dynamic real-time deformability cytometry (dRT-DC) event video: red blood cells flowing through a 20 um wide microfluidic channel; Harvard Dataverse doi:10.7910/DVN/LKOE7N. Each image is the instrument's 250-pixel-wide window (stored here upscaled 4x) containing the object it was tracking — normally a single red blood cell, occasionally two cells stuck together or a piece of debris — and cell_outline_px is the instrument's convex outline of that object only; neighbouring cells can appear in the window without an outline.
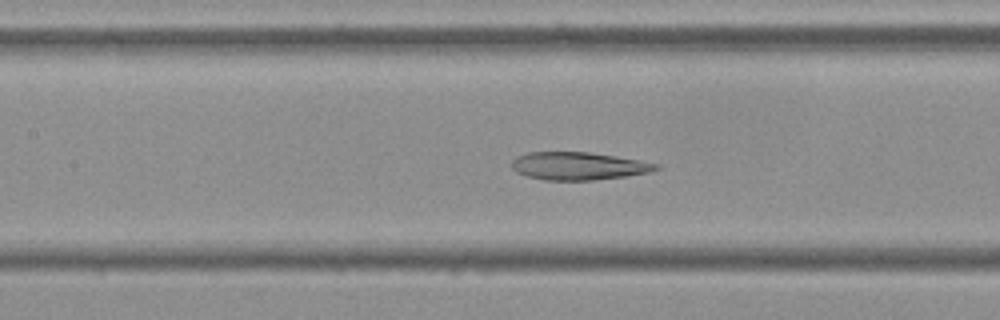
{"species": "Egyptian fruit bat (a non-hibernating species)", "species_latin": "Rousettus aegyptiacus", "temperature_condition": "cold", "stored_images_in_passage": 56, "camera_frame_rate_fps": 3000, "um_per_image_px": 0.085, "frame": {"image": 1, "passage_image": 25, "time_ms": 8.0, "image_size_px": [1000, 320], "cell_outline_px": [[660, 168], [652, 172], [596, 180], [544, 180], [528, 176], [516, 172], [512, 168], [512, 160], [516, 156], [528, 152], [588, 152], [616, 156], [640, 160], [660, 164]], "centroid_in_image_um": [49.18, 14.11], "position_along_channel_um": 158.2, "area_um2": 23.47}}
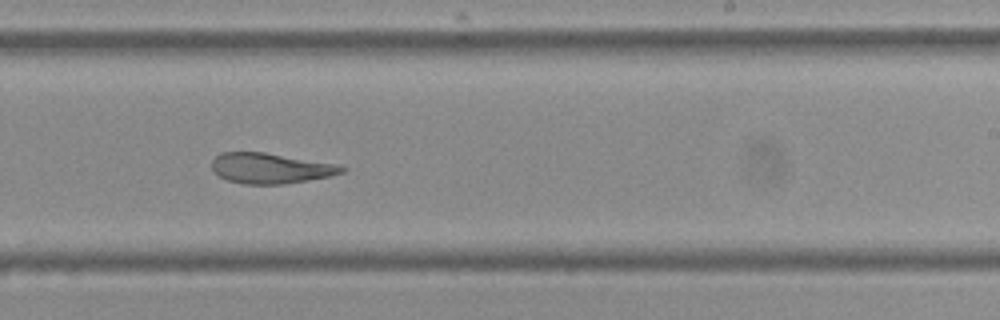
{"frame": {"image": 2, "passage_image": 34, "time_ms": 11.0, "image_size_px": [1000, 320], "cell_outline_px": [[348, 168], [344, 172], [328, 176], [284, 184], [244, 184], [228, 180], [220, 176], [212, 168], [212, 160], [220, 152], [264, 152], [332, 164]], "centroid_in_image_um": [22.94, 14.3], "position_along_channel_um": 266.1, "area_um2": 22.54}}
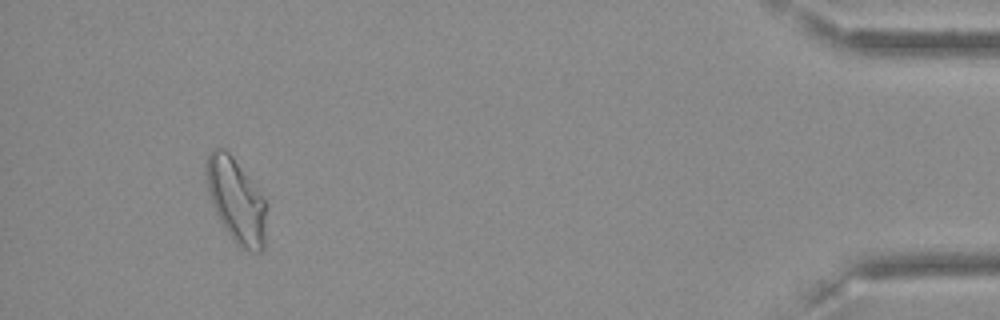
{"frame": {"image": 3, "passage_image": 52, "time_ms": 17.0, "image_size_px": [1000, 320], "cell_outline_px": [[268, 208], [264, 248], [260, 252], [252, 252], [240, 248], [236, 244], [220, 220], [212, 204], [208, 192], [208, 152], [212, 148], [224, 148], [232, 156], [264, 196], [268, 204]], "centroid_in_image_um": [20.15, 17.09], "position_along_channel_um": 415.1, "area_um2": 29.54}, "authors_computed_cell_mechanics": {"area_um2": 26.7903, "velocity_mm_per_s": 3.6096, "shape_relaxation_time_tau1_ms": null, "shape_relaxation_time_tau2_ms": 3.5887, "deformation_change_tau1": null, "deformation_change_tau2": 0.0975}}